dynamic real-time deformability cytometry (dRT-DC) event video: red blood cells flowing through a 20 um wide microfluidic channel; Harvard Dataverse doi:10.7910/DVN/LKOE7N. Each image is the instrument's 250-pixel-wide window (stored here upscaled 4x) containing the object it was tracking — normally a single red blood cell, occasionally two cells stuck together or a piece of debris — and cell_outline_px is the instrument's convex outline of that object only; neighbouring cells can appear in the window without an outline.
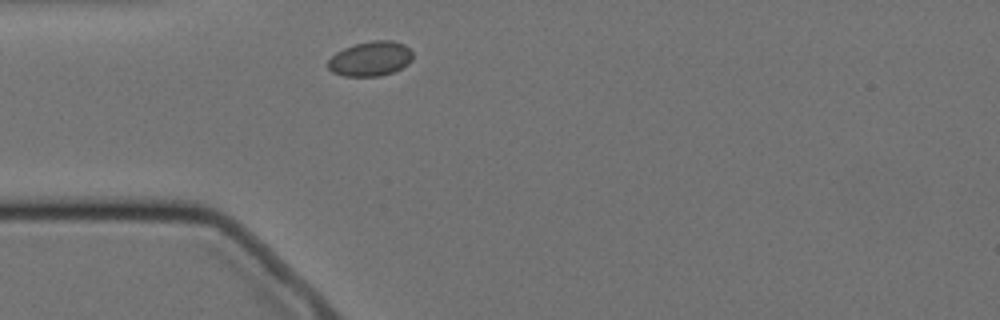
{"species": "Egyptian fruit bat (a non-hibernating species)", "species_latin": "Rousettus aegyptiacus", "temperature_condition": "cold", "stored_images_in_passage": 1, "camera_frame_rate_fps": 3000, "um_per_image_px": 0.085, "animal": {"sex": "female"}, "frame": {"image": 1, "passage_image": 1, "time_ms": 0.0, "image_size_px": [1000, 320], "cell_outline_px": [[412, 60], [408, 64], [392, 72], [380, 76], [344, 76], [332, 72], [328, 68], [328, 60], [336, 52], [352, 44], [372, 40], [392, 40], [404, 44], [412, 52]], "centroid_in_image_um": [31.48, 4.98], "position_along_channel_um": 53.5, "area_um2": 17.22}}